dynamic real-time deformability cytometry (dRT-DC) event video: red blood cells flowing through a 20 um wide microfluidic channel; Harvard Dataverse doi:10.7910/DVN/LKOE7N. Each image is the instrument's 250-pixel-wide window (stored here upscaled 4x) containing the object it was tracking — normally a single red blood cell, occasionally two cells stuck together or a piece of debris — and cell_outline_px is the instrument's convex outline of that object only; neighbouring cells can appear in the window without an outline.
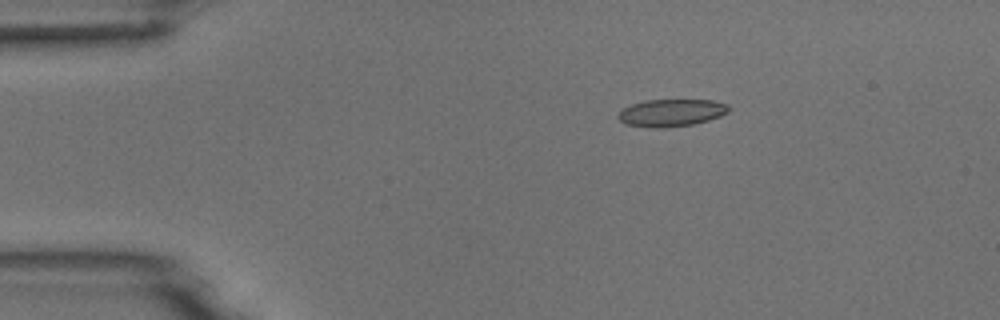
{"species": "common noctule bat (a hibernating species)", "species_latin": "Nyctalus noctula", "temperature_condition": "room temperature", "stored_images_in_passage": 3, "camera_frame_rate_fps": 3000, "um_per_image_px": 0.085, "animal": {"sex": "male", "body_mass_g": 18.8}, "frame": {"image": 1, "passage_image": 2, "time_ms": 1.333, "image_size_px": [1000, 320], "cell_outline_px": [[728, 112], [720, 116], [708, 120], [692, 124], [668, 128], [652, 128], [624, 124], [616, 116], [624, 108], [632, 104], [644, 100], [712, 100], [728, 104]], "centroid_in_image_um": [57.04, 9.59], "position_along_channel_um": 28.0, "area_um2": 17.63}}